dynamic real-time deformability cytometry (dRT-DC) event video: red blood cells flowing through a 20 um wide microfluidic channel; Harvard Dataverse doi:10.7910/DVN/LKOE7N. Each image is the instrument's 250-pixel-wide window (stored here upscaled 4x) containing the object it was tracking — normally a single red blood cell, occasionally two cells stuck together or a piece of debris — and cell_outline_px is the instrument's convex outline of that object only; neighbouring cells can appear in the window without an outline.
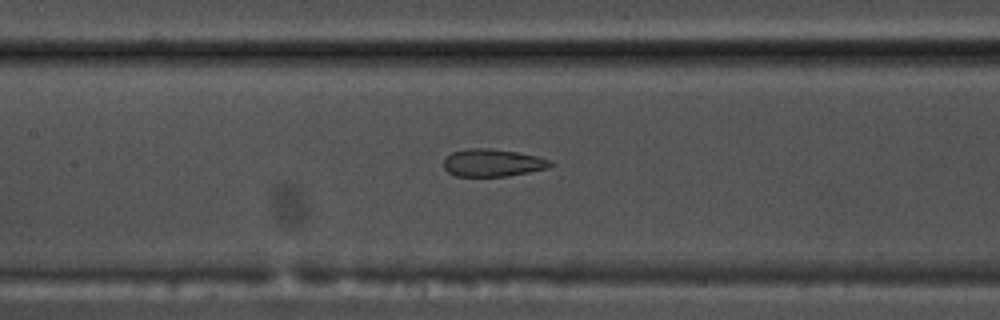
{"species": "common noctule bat (a hibernating species)", "species_latin": "Nyctalus noctula", "temperature_condition": "warm", "stored_images_in_passage": 42, "camera_frame_rate_fps": 3000, "um_per_image_px": 0.085, "animal": {"sex": "male", "body_mass_g": 17.5, "forearm_length_mm": 52.3}, "frame": {"image": 1, "passage_image": 23, "time_ms": 7.333, "image_size_px": [1000, 320], "cell_outline_px": [[552, 164], [548, 168], [508, 176], [456, 176], [448, 172], [444, 168], [444, 160], [452, 152], [468, 148], [488, 148], [516, 152], [536, 156], [552, 160]], "centroid_in_image_um": [41.87, 13.84], "position_along_channel_um": 165.5, "area_um2": 16.99}}
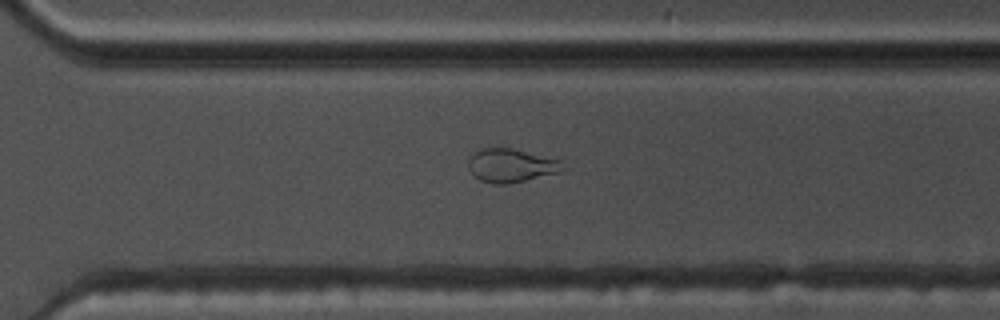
{"frame": {"image": 2, "passage_image": 36, "time_ms": 11.667, "image_size_px": [1000, 320], "cell_outline_px": [[568, 168], [560, 172], [508, 184], [492, 184], [480, 180], [468, 168], [468, 160], [480, 148], [512, 148], [564, 160]], "centroid_in_image_um": [43.53, 14.06], "position_along_channel_um": 327.1, "area_um2": 18.67}}
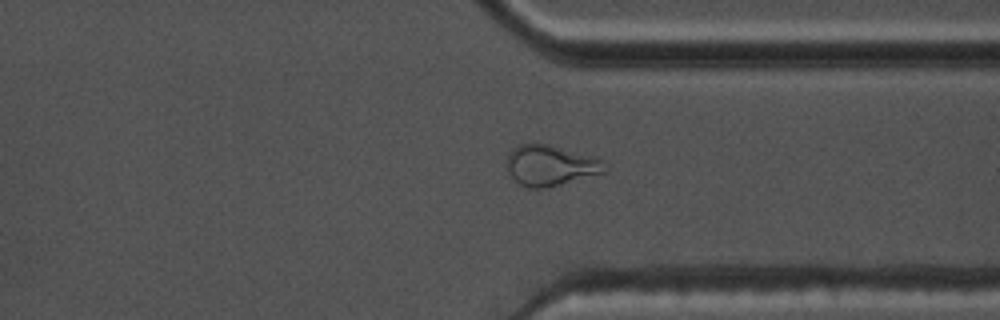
{"frame": {"image": 3, "passage_image": 39, "time_ms": 12.667, "image_size_px": [1000, 320], "cell_outline_px": [[604, 172], [548, 188], [528, 188], [520, 184], [508, 172], [504, 164], [508, 152], [512, 148], [520, 144], [548, 144], [596, 156], [604, 160]], "centroid_in_image_um": [46.75, 14.05], "position_along_channel_um": 364.7, "area_um2": 23.41}}